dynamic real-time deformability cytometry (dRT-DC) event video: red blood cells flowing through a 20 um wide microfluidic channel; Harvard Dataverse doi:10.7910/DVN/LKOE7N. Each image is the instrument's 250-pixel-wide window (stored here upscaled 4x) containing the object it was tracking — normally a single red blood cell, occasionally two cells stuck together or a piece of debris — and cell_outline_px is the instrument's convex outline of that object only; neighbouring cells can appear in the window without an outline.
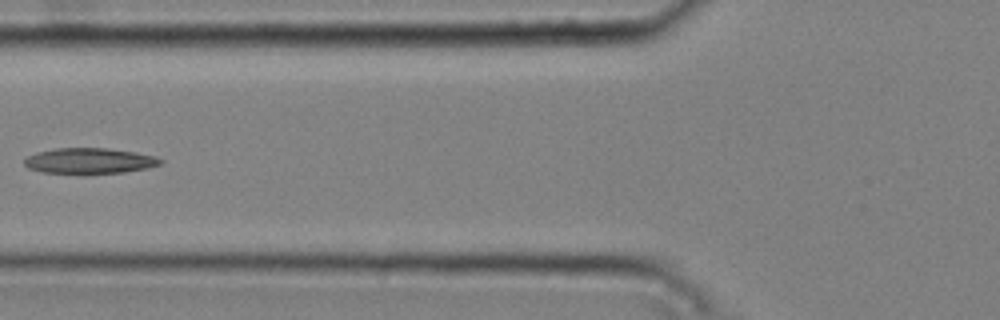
{"species": "common noctule bat (a hibernating species)", "species_latin": "Nyctalus noctula", "temperature_condition": "cold", "stored_images_in_passage": 5, "camera_frame_rate_fps": 3000, "um_per_image_px": 0.085, "animal": {"sex": "male", "body_mass_g": 20.4}, "frame": {"image": 1, "passage_image": 5, "time_ms": 1.333, "image_size_px": [1000, 320], "cell_outline_px": [[164, 160], [160, 164], [148, 168], [124, 172], [40, 172], [28, 168], [24, 164], [24, 160], [28, 156], [36, 152], [56, 148], [108, 148], [136, 152], [156, 156]], "centroid_in_image_um": [7.62, 13.64], "position_along_channel_um": 118.2, "area_um2": 20.0}}